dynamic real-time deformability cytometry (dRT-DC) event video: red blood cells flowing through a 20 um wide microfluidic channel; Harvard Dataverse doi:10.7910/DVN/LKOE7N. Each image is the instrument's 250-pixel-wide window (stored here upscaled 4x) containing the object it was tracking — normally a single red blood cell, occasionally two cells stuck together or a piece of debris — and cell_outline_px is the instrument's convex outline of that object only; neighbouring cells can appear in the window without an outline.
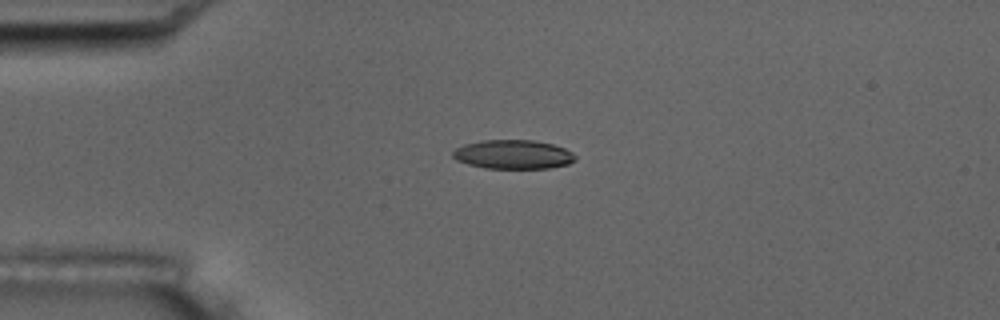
{"species": "common noctule bat (a hibernating species)", "species_latin": "Nyctalus noctula", "temperature_condition": "room temperature", "stored_images_in_passage": 6, "camera_frame_rate_fps": 3000, "um_per_image_px": 0.085, "animal": {"sex": "male", "body_mass_g": 17.5, "forearm_length_mm": 52.3}, "frame": {"image": 1, "passage_image": 4, "time_ms": 3.333, "image_size_px": [1000, 320], "cell_outline_px": [[576, 160], [568, 164], [548, 168], [484, 168], [468, 164], [456, 160], [452, 156], [452, 152], [456, 148], [464, 144], [484, 140], [532, 140], [552, 144], [564, 148], [572, 152], [576, 156]], "centroid_in_image_um": [43.61, 13.13], "position_along_channel_um": 41.4, "area_um2": 20.69}}